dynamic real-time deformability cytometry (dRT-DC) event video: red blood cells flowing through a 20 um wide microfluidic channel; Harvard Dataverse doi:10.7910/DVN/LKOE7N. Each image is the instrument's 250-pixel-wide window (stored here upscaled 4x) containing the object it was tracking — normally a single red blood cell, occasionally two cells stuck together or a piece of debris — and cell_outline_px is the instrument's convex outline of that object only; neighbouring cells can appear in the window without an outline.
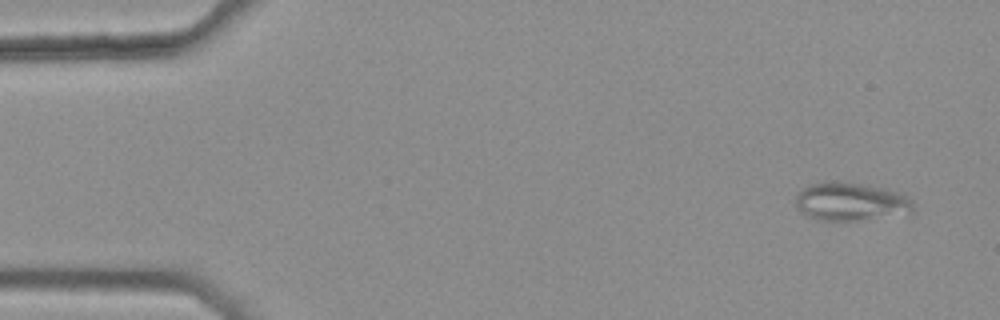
{"species": "common noctule bat (a hibernating species)", "species_latin": "Nyctalus noctula", "temperature_condition": "warm", "stored_images_in_passage": 5, "camera_frame_rate_fps": 3000, "um_per_image_px": 0.085, "animal": {"sex": "female", "body_mass_g": 25.1}, "frame": {"image": 1, "passage_image": 1, "time_ms": 0.0, "image_size_px": [1000, 320], "cell_outline_px": [[912, 216], [856, 220], [816, 220], [800, 212], [796, 204], [796, 196], [800, 188], [808, 184], [824, 180], [868, 184], [884, 188], [896, 192], [912, 200]], "centroid_in_image_um": [72.32, 17.14], "position_along_channel_um": 12.7, "area_um2": 26.93}}